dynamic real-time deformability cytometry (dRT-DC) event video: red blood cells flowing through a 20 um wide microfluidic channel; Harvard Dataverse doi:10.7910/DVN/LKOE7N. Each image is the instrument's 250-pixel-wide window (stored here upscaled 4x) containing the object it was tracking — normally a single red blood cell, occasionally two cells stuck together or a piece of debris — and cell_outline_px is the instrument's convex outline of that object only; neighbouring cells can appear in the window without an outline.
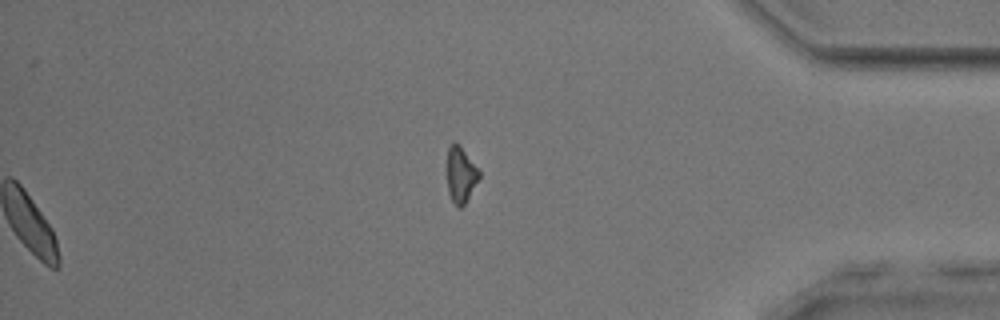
{"species": "common noctule bat (a hibernating species)", "species_latin": "Nyctalus noctula", "temperature_condition": "room temperature", "stored_images_in_passage": 36, "segment_of_instrument_passage": [2, 2], "camera_frame_rate_fps": 3000, "um_per_image_px": 0.085, "animal": {"sex": "male", "body_mass_g": 17.9, "forearm_length_mm": 54.2}, "frame": {"image": 1, "passage_image": 36, "time_ms": 11.667, "image_size_px": [1000, 320], "cell_outline_px": [[480, 176], [464, 204], [460, 208], [456, 208], [448, 192], [448, 148], [452, 140], [456, 140], [460, 144], [480, 168]], "centroid_in_image_um": [39.18, 14.78], "position_along_channel_um": 396.0, "area_um2": 10.64}}